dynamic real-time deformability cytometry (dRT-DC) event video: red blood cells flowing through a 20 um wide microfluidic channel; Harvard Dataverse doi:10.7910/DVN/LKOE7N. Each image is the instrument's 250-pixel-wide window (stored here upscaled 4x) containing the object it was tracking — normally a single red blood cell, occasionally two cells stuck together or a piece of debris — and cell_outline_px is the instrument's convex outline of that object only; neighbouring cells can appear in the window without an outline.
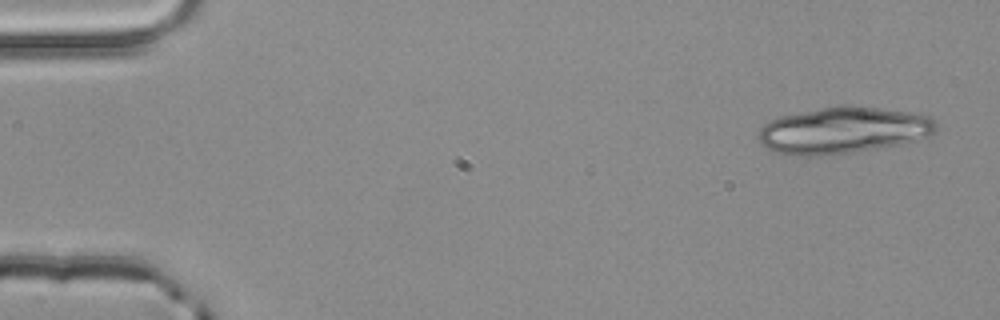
{"species": "common noctule bat (a hibernating species)", "species_latin": "Nyctalus noctula", "temperature_condition": "room temperature", "stored_images_in_passage": 5, "camera_frame_rate_fps": 3000, "um_per_image_px": 0.085, "animal": {"sex": "male", "body_mass_g": 20.4}, "frame": {"image": 1, "passage_image": 1, "time_ms": 0.0, "image_size_px": [1000, 320], "cell_outline_px": [[936, 132], [928, 136], [916, 140], [900, 144], [856, 152], [816, 156], [792, 156], [772, 152], [756, 136], [760, 128], [768, 120], [780, 116], [820, 108], [848, 104], [880, 108], [908, 112], [928, 116], [936, 120]], "centroid_in_image_um": [71.64, 11.08], "position_along_channel_um": 13.4, "area_um2": 48.55}}